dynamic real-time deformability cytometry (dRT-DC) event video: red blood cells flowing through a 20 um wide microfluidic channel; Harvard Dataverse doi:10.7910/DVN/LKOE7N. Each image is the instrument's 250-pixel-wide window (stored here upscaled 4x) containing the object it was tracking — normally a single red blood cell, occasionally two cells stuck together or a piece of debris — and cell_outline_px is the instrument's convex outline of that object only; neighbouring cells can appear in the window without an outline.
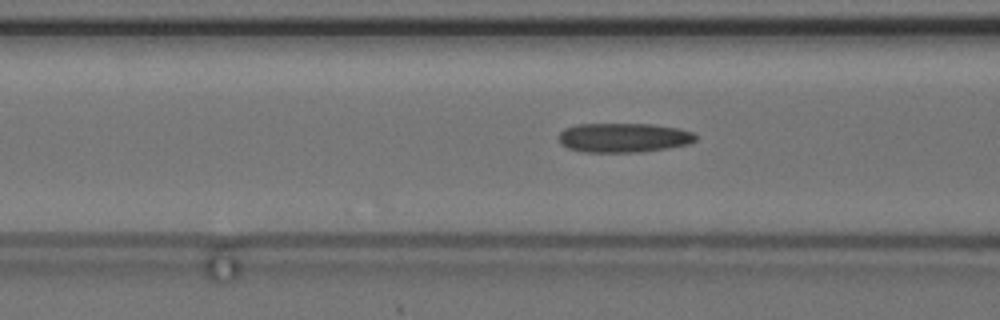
{"species": "common noctule bat (a hibernating species)", "species_latin": "Nyctalus noctula", "temperature_condition": "cold", "stored_images_in_passage": 56, "camera_frame_rate_fps": 3000, "um_per_image_px": 0.085, "animal": {"sex": "female", "body_mass_g": 24.6, "forearm_length_mm": 56.2}, "frame": {"image": 1, "passage_image": 22, "time_ms": 7.0, "image_size_px": [1000, 320], "cell_outline_px": [[696, 140], [688, 144], [668, 148], [640, 152], [584, 152], [568, 148], [560, 144], [560, 132], [564, 128], [576, 124], [652, 124], [680, 128], [692, 132], [696, 136]], "centroid_in_image_um": [53.0, 11.7], "position_along_channel_um": 113.6, "area_um2": 23.52}}
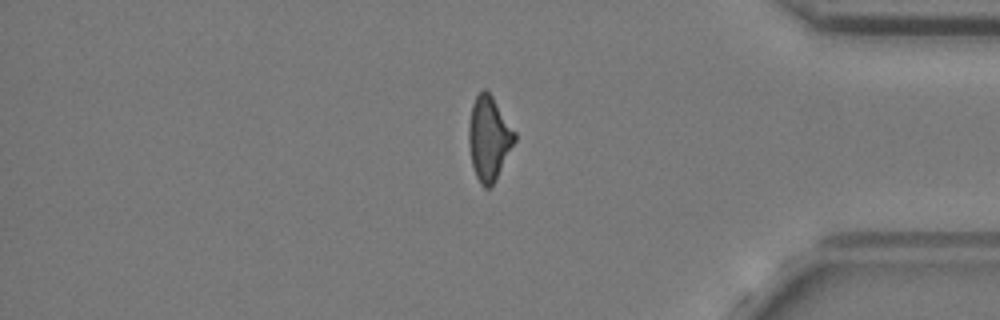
{"frame": {"image": 2, "passage_image": 47, "time_ms": 15.333, "image_size_px": [1000, 320], "cell_outline_px": [[516, 140], [496, 180], [488, 188], [484, 188], [480, 184], [476, 176], [472, 164], [468, 140], [468, 124], [472, 104], [476, 96], [484, 88], [492, 96], [516, 132]], "centroid_in_image_um": [41.56, 11.76], "position_along_channel_um": 393.6, "area_um2": 22.48}}
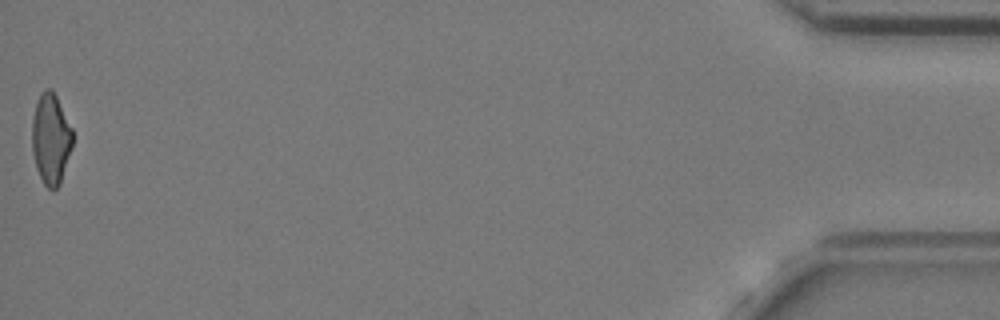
{"frame": {"image": 3, "passage_image": 56, "time_ms": 18.333, "image_size_px": [1000, 320], "cell_outline_px": [[72, 148], [60, 184], [52, 192], [44, 184], [36, 168], [32, 152], [32, 116], [40, 92], [44, 88], [52, 88], [72, 128]], "centroid_in_image_um": [4.31, 11.8], "position_along_channel_um": 430.9, "area_um2": 21.62}, "authors_computed_cell_mechanics": {"area_um2": 22.8599, "velocity_mm_per_s": 3.6654, "shape_relaxation_time_tau1_ms": null, "shape_relaxation_time_tau2_ms": 3.8429, "deformation_change_tau1": null, "deformation_change_tau2": 0.1513}}